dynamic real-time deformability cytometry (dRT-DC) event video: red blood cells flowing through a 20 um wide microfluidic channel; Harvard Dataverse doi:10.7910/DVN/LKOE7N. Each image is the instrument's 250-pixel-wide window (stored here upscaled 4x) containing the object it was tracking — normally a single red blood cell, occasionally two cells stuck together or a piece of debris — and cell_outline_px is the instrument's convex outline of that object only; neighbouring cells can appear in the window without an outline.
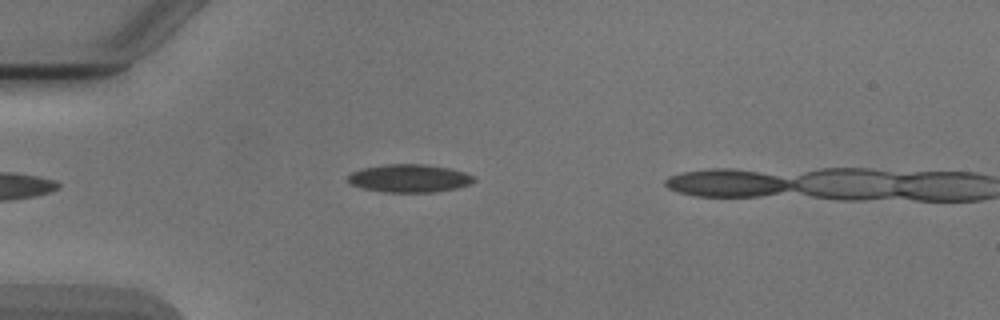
{"species": "Egyptian fruit bat (a non-hibernating species)", "species_latin": "Rousettus aegyptiacus", "temperature_condition": "cold", "stored_images_in_passage": 2, "camera_frame_rate_fps": 3000, "um_per_image_px": 0.085, "animal": {"sex": "male"}, "frame": {"image": 1, "passage_image": 1, "time_ms": 0.0, "image_size_px": [1000, 320], "cell_outline_px": [[476, 180], [468, 184], [456, 188], [432, 192], [384, 192], [364, 188], [352, 184], [348, 180], [348, 176], [352, 172], [360, 168], [384, 164], [424, 164], [448, 168], [464, 172], [476, 176]], "centroid_in_image_um": [34.8, 15.14], "position_along_channel_um": 50.2, "area_um2": 20.46}}